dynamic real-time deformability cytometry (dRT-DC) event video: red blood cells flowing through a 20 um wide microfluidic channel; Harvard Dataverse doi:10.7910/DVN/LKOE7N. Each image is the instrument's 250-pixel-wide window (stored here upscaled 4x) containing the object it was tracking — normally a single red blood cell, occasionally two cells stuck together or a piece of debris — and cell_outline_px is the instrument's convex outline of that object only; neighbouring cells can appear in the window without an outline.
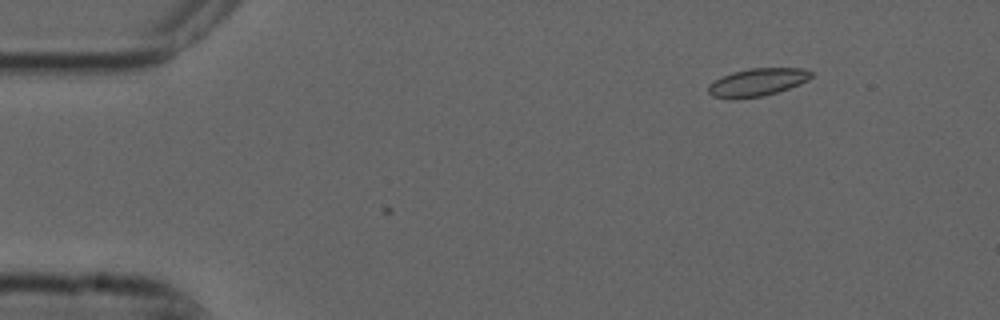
{"species": "common noctule bat (a hibernating species)", "species_latin": "Nyctalus noctula", "temperature_condition": "cold", "stored_images_in_passage": 2, "camera_frame_rate_fps": 3000, "um_per_image_px": 0.085, "animal": {"sex": "male", "forearm_length_mm": 52.5}, "frame": {"image": 1, "passage_image": 2, "time_ms": 0.333, "image_size_px": [1000, 320], "cell_outline_px": [[812, 76], [808, 80], [800, 84], [764, 96], [712, 96], [708, 92], [708, 84], [732, 72], [748, 68], [804, 68], [812, 72]], "centroid_in_image_um": [64.44, 6.94], "position_along_channel_um": 20.6, "area_um2": 16.01}}